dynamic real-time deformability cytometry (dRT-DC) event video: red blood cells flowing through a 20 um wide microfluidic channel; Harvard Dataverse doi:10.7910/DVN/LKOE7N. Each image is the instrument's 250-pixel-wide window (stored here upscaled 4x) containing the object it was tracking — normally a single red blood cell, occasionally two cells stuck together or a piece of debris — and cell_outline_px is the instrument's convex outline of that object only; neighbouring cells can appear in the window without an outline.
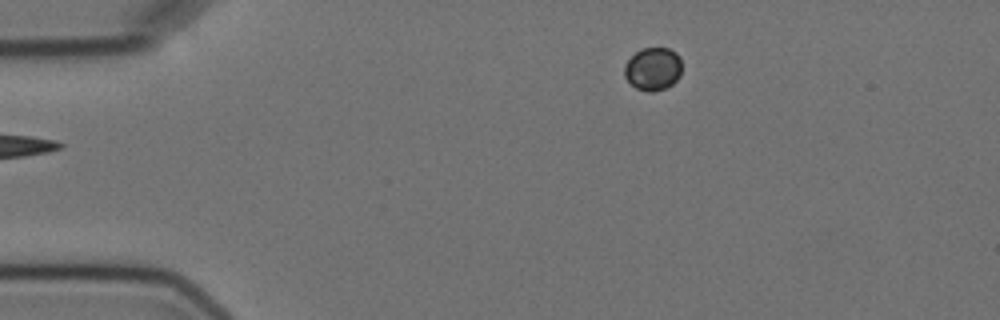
{"species": "Egyptian fruit bat (a non-hibernating species)", "species_latin": "Rousettus aegyptiacus", "temperature_condition": "cold", "stored_images_in_passage": 5, "camera_frame_rate_fps": 3000, "um_per_image_px": 0.085, "animal": {"sex": "female"}, "frame": {"image": 1, "passage_image": 1, "time_ms": 0.0, "image_size_px": [1000, 320], "cell_outline_px": [[680, 76], [672, 84], [664, 88], [652, 92], [648, 92], [636, 88], [624, 76], [624, 64], [640, 48], [668, 48], [676, 52], [680, 56]], "centroid_in_image_um": [55.49, 5.84], "position_along_channel_um": 29.5, "area_um2": 14.33}}
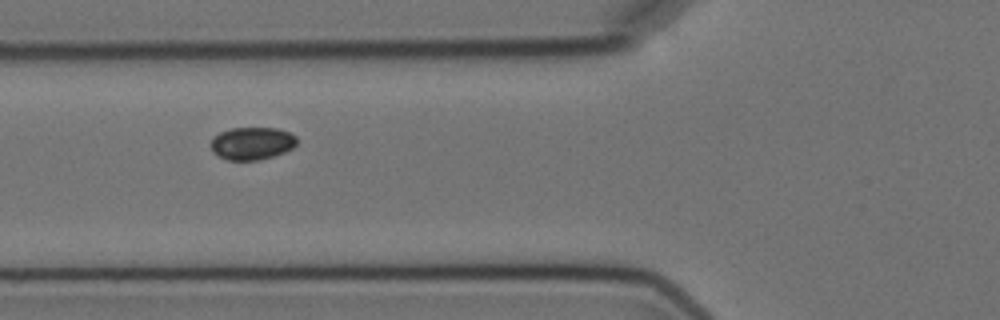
{"frame": {"image": 2, "passage_image": 4, "time_ms": 3.667, "image_size_px": [1000, 320], "cell_outline_px": [[296, 144], [292, 148], [284, 152], [260, 160], [228, 160], [212, 152], [208, 144], [220, 132], [232, 128], [276, 128], [288, 132], [296, 136]], "centroid_in_image_um": [21.4, 12.19], "position_along_channel_um": 104.4, "area_um2": 16.3}}
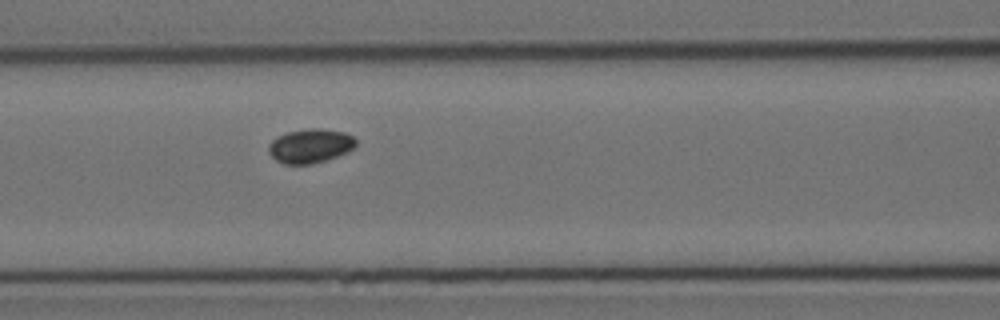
{"frame": {"image": 3, "passage_image": 5, "time_ms": 4.667, "image_size_px": [1000, 320], "cell_outline_px": [[356, 144], [348, 152], [312, 164], [284, 164], [276, 160], [268, 152], [268, 144], [272, 140], [288, 132], [308, 128], [320, 128], [344, 132], [352, 136], [356, 140]], "centroid_in_image_um": [26.36, 12.4], "position_along_channel_um": 140.2, "area_um2": 17.22}}